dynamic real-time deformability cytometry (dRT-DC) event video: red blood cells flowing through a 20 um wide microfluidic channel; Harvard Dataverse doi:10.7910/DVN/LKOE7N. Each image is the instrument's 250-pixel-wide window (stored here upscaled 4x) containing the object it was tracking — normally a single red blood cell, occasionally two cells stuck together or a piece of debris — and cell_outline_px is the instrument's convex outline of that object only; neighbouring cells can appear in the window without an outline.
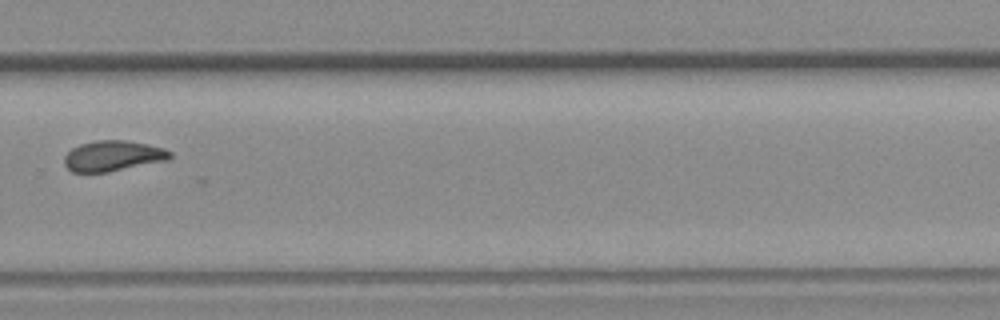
{"species": "common noctule bat (a hibernating species)", "species_latin": "Nyctalus noctula", "temperature_condition": "room temperature", "stored_images_in_passage": 10, "camera_frame_rate_fps": 3000, "um_per_image_px": 0.085, "animal": {"sex": "female", "body_mass_g": 19.3, "forearm_length_mm": 54.1}, "frame": {"image": 1, "passage_image": 10, "time_ms": 14.0, "image_size_px": [1000, 320], "cell_outline_px": [[172, 156], [168, 160], [108, 172], [72, 172], [64, 164], [64, 156], [72, 148], [80, 144], [96, 140], [124, 140], [148, 144], [164, 148], [172, 152]], "centroid_in_image_um": [9.61, 13.25], "position_along_channel_um": 320.2, "area_um2": 18.84}}